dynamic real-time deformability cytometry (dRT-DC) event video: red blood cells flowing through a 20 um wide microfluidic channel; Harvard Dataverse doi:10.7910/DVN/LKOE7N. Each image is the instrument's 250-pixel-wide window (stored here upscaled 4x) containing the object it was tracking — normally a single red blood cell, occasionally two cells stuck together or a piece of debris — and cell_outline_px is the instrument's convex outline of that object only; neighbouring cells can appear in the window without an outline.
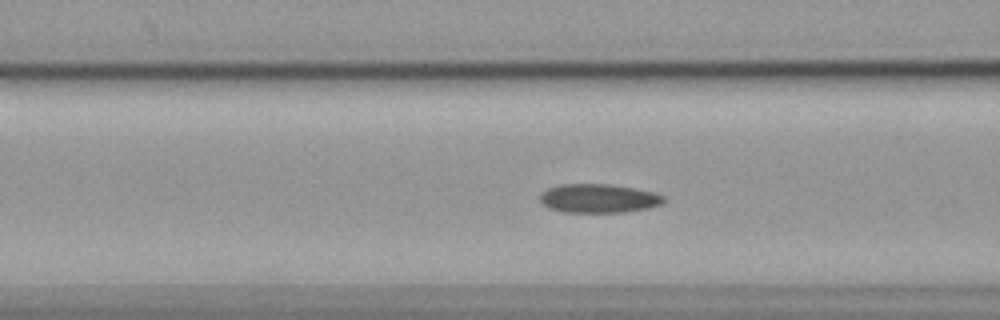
{"species": "common noctule bat (a hibernating species)", "species_latin": "Nyctalus noctula", "temperature_condition": "cold", "stored_images_in_passage": 48, "camera_frame_rate_fps": 3000, "um_per_image_px": 0.085, "animal": {"sex": "female", "body_mass_g": 19.9}, "frame": {"image": 1, "passage_image": 21, "time_ms": 6.667, "image_size_px": [1000, 320], "cell_outline_px": [[664, 204], [648, 208], [624, 212], [564, 212], [548, 208], [540, 200], [540, 192], [548, 188], [560, 184], [612, 184], [636, 188], [652, 192], [664, 196]], "centroid_in_image_um": [50.88, 16.86], "position_along_channel_um": 115.7, "area_um2": 20.92}}
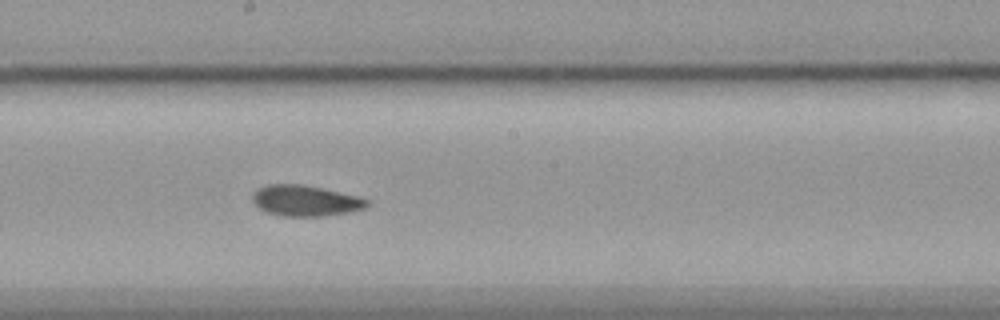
{"frame": {"image": 2, "passage_image": 30, "time_ms": 9.667, "image_size_px": [1000, 320], "cell_outline_px": [[368, 208], [348, 212], [324, 216], [280, 216], [268, 212], [260, 208], [252, 200], [252, 196], [260, 188], [268, 184], [304, 184], [360, 196], [368, 200]], "centroid_in_image_um": [26.01, 17.06], "position_along_channel_um": 222.2, "area_um2": 20.58}}
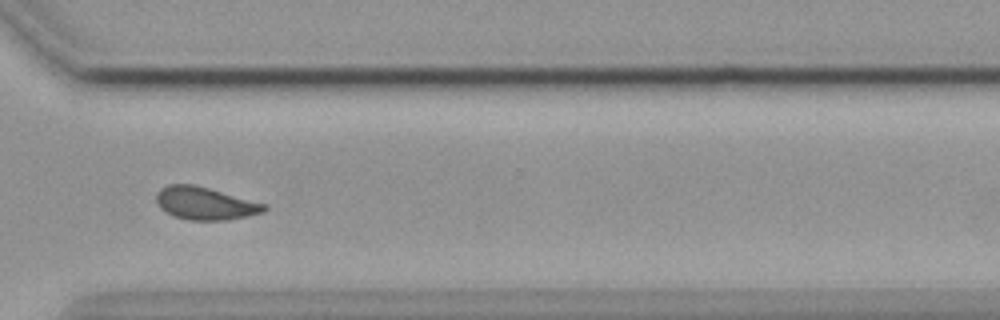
{"frame": {"image": 3, "passage_image": 41, "time_ms": 13.333, "image_size_px": [1000, 320], "cell_outline_px": [[268, 208], [264, 212], [248, 216], [228, 220], [188, 220], [172, 216], [164, 212], [160, 208], [156, 200], [156, 192], [160, 188], [168, 184], [192, 184], [208, 188], [268, 204]], "centroid_in_image_um": [17.43, 17.29], "position_along_channel_um": 353.2, "area_um2": 20.81}, "authors_computed_cell_mechanics": {"area_um2": 20.808, "velocity_mm_per_s": 3.5666, "shape_relaxation_time_tau1_ms": null, "shape_relaxation_time_tau2_ms": 4.1468, "deformation_change_tau1": null, "deformation_change_tau2": 0.0877}}